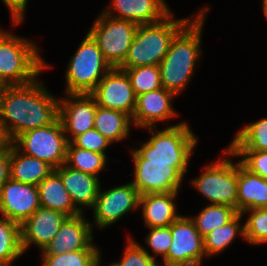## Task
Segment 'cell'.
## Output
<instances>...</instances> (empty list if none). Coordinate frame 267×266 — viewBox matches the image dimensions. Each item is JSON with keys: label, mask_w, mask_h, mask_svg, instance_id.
<instances>
[{"label": "cell", "mask_w": 267, "mask_h": 266, "mask_svg": "<svg viewBox=\"0 0 267 266\" xmlns=\"http://www.w3.org/2000/svg\"><path fill=\"white\" fill-rule=\"evenodd\" d=\"M193 18L174 19L171 13L155 23L139 25L124 62L118 68L159 66L172 40Z\"/></svg>", "instance_id": "3"}, {"label": "cell", "mask_w": 267, "mask_h": 266, "mask_svg": "<svg viewBox=\"0 0 267 266\" xmlns=\"http://www.w3.org/2000/svg\"><path fill=\"white\" fill-rule=\"evenodd\" d=\"M176 95L165 88L156 89L137 96L136 108L131 118L133 126L139 128L156 127V122H164L178 114L172 107Z\"/></svg>", "instance_id": "18"}, {"label": "cell", "mask_w": 267, "mask_h": 266, "mask_svg": "<svg viewBox=\"0 0 267 266\" xmlns=\"http://www.w3.org/2000/svg\"><path fill=\"white\" fill-rule=\"evenodd\" d=\"M65 164L72 169L99 177L100 171L105 170L107 157L106 154L81 149L68 142Z\"/></svg>", "instance_id": "29"}, {"label": "cell", "mask_w": 267, "mask_h": 266, "mask_svg": "<svg viewBox=\"0 0 267 266\" xmlns=\"http://www.w3.org/2000/svg\"><path fill=\"white\" fill-rule=\"evenodd\" d=\"M28 39L0 29V84L24 85L35 80L50 65Z\"/></svg>", "instance_id": "4"}, {"label": "cell", "mask_w": 267, "mask_h": 266, "mask_svg": "<svg viewBox=\"0 0 267 266\" xmlns=\"http://www.w3.org/2000/svg\"><path fill=\"white\" fill-rule=\"evenodd\" d=\"M238 212L228 205L208 204L198 213L190 218L195 223L196 229L204 237L209 232L228 223Z\"/></svg>", "instance_id": "30"}, {"label": "cell", "mask_w": 267, "mask_h": 266, "mask_svg": "<svg viewBox=\"0 0 267 266\" xmlns=\"http://www.w3.org/2000/svg\"><path fill=\"white\" fill-rule=\"evenodd\" d=\"M22 254L20 224L0 218V266H10Z\"/></svg>", "instance_id": "28"}, {"label": "cell", "mask_w": 267, "mask_h": 266, "mask_svg": "<svg viewBox=\"0 0 267 266\" xmlns=\"http://www.w3.org/2000/svg\"><path fill=\"white\" fill-rule=\"evenodd\" d=\"M209 9H200L194 19L175 36L159 64L162 87L176 96L186 89L202 54V29Z\"/></svg>", "instance_id": "2"}, {"label": "cell", "mask_w": 267, "mask_h": 266, "mask_svg": "<svg viewBox=\"0 0 267 266\" xmlns=\"http://www.w3.org/2000/svg\"><path fill=\"white\" fill-rule=\"evenodd\" d=\"M178 192L149 193L140 196L139 207H142V217L148 228L170 226L180 214L174 203Z\"/></svg>", "instance_id": "22"}, {"label": "cell", "mask_w": 267, "mask_h": 266, "mask_svg": "<svg viewBox=\"0 0 267 266\" xmlns=\"http://www.w3.org/2000/svg\"><path fill=\"white\" fill-rule=\"evenodd\" d=\"M227 148L229 150L267 151V118L243 126Z\"/></svg>", "instance_id": "27"}, {"label": "cell", "mask_w": 267, "mask_h": 266, "mask_svg": "<svg viewBox=\"0 0 267 266\" xmlns=\"http://www.w3.org/2000/svg\"><path fill=\"white\" fill-rule=\"evenodd\" d=\"M9 144L8 139L6 138L2 127L0 125V151L3 150Z\"/></svg>", "instance_id": "40"}, {"label": "cell", "mask_w": 267, "mask_h": 266, "mask_svg": "<svg viewBox=\"0 0 267 266\" xmlns=\"http://www.w3.org/2000/svg\"><path fill=\"white\" fill-rule=\"evenodd\" d=\"M72 143L78 148L105 154V150L112 142L93 128L77 136Z\"/></svg>", "instance_id": "37"}, {"label": "cell", "mask_w": 267, "mask_h": 266, "mask_svg": "<svg viewBox=\"0 0 267 266\" xmlns=\"http://www.w3.org/2000/svg\"><path fill=\"white\" fill-rule=\"evenodd\" d=\"M248 214L244 224V240L251 245L267 243V208L244 210Z\"/></svg>", "instance_id": "32"}, {"label": "cell", "mask_w": 267, "mask_h": 266, "mask_svg": "<svg viewBox=\"0 0 267 266\" xmlns=\"http://www.w3.org/2000/svg\"><path fill=\"white\" fill-rule=\"evenodd\" d=\"M149 229L150 231L147 236H145V241L147 243L146 245L151 248L154 254L151 255V257L155 260V257L161 255L163 259L167 255L172 243L171 225Z\"/></svg>", "instance_id": "35"}, {"label": "cell", "mask_w": 267, "mask_h": 266, "mask_svg": "<svg viewBox=\"0 0 267 266\" xmlns=\"http://www.w3.org/2000/svg\"><path fill=\"white\" fill-rule=\"evenodd\" d=\"M38 78L24 85L0 89V125L9 142L59 118L60 98L51 95Z\"/></svg>", "instance_id": "1"}, {"label": "cell", "mask_w": 267, "mask_h": 266, "mask_svg": "<svg viewBox=\"0 0 267 266\" xmlns=\"http://www.w3.org/2000/svg\"><path fill=\"white\" fill-rule=\"evenodd\" d=\"M138 26L135 22L113 18L102 12L88 33L114 68L124 62Z\"/></svg>", "instance_id": "10"}, {"label": "cell", "mask_w": 267, "mask_h": 266, "mask_svg": "<svg viewBox=\"0 0 267 266\" xmlns=\"http://www.w3.org/2000/svg\"><path fill=\"white\" fill-rule=\"evenodd\" d=\"M267 208V180L237 162V212Z\"/></svg>", "instance_id": "21"}, {"label": "cell", "mask_w": 267, "mask_h": 266, "mask_svg": "<svg viewBox=\"0 0 267 266\" xmlns=\"http://www.w3.org/2000/svg\"><path fill=\"white\" fill-rule=\"evenodd\" d=\"M90 94L97 106L125 112L132 118L137 97L124 70L111 68Z\"/></svg>", "instance_id": "13"}, {"label": "cell", "mask_w": 267, "mask_h": 266, "mask_svg": "<svg viewBox=\"0 0 267 266\" xmlns=\"http://www.w3.org/2000/svg\"><path fill=\"white\" fill-rule=\"evenodd\" d=\"M107 266H120L117 262L111 263L110 265Z\"/></svg>", "instance_id": "43"}, {"label": "cell", "mask_w": 267, "mask_h": 266, "mask_svg": "<svg viewBox=\"0 0 267 266\" xmlns=\"http://www.w3.org/2000/svg\"><path fill=\"white\" fill-rule=\"evenodd\" d=\"M61 177L74 206L84 213V208L92 209L100 189L99 177L68 167L65 163L54 169Z\"/></svg>", "instance_id": "20"}, {"label": "cell", "mask_w": 267, "mask_h": 266, "mask_svg": "<svg viewBox=\"0 0 267 266\" xmlns=\"http://www.w3.org/2000/svg\"><path fill=\"white\" fill-rule=\"evenodd\" d=\"M93 266H101V255L99 254L97 262Z\"/></svg>", "instance_id": "42"}, {"label": "cell", "mask_w": 267, "mask_h": 266, "mask_svg": "<svg viewBox=\"0 0 267 266\" xmlns=\"http://www.w3.org/2000/svg\"><path fill=\"white\" fill-rule=\"evenodd\" d=\"M111 68L97 42L87 33L68 63L64 93L90 94Z\"/></svg>", "instance_id": "6"}, {"label": "cell", "mask_w": 267, "mask_h": 266, "mask_svg": "<svg viewBox=\"0 0 267 266\" xmlns=\"http://www.w3.org/2000/svg\"><path fill=\"white\" fill-rule=\"evenodd\" d=\"M10 179V142L0 151V189Z\"/></svg>", "instance_id": "39"}, {"label": "cell", "mask_w": 267, "mask_h": 266, "mask_svg": "<svg viewBox=\"0 0 267 266\" xmlns=\"http://www.w3.org/2000/svg\"><path fill=\"white\" fill-rule=\"evenodd\" d=\"M92 208L94 224L105 229L119 221L124 215L139 208L140 194L131 182L101 191Z\"/></svg>", "instance_id": "12"}, {"label": "cell", "mask_w": 267, "mask_h": 266, "mask_svg": "<svg viewBox=\"0 0 267 266\" xmlns=\"http://www.w3.org/2000/svg\"><path fill=\"white\" fill-rule=\"evenodd\" d=\"M156 128L148 127L152 136L135 149L144 159L190 160L198 138L187 122L169 125L158 131Z\"/></svg>", "instance_id": "7"}, {"label": "cell", "mask_w": 267, "mask_h": 266, "mask_svg": "<svg viewBox=\"0 0 267 266\" xmlns=\"http://www.w3.org/2000/svg\"><path fill=\"white\" fill-rule=\"evenodd\" d=\"M99 254H101L99 250H78L55 255H41L42 266H93Z\"/></svg>", "instance_id": "33"}, {"label": "cell", "mask_w": 267, "mask_h": 266, "mask_svg": "<svg viewBox=\"0 0 267 266\" xmlns=\"http://www.w3.org/2000/svg\"><path fill=\"white\" fill-rule=\"evenodd\" d=\"M4 5L8 8L12 17V24L17 26L24 20V14L28 0H2Z\"/></svg>", "instance_id": "38"}, {"label": "cell", "mask_w": 267, "mask_h": 266, "mask_svg": "<svg viewBox=\"0 0 267 266\" xmlns=\"http://www.w3.org/2000/svg\"><path fill=\"white\" fill-rule=\"evenodd\" d=\"M134 163L132 185L140 196L149 193H170L179 191L190 160L144 159L131 149Z\"/></svg>", "instance_id": "5"}, {"label": "cell", "mask_w": 267, "mask_h": 266, "mask_svg": "<svg viewBox=\"0 0 267 266\" xmlns=\"http://www.w3.org/2000/svg\"><path fill=\"white\" fill-rule=\"evenodd\" d=\"M12 143L24 154L47 162L54 169L66 162L68 140L60 118L22 133Z\"/></svg>", "instance_id": "9"}, {"label": "cell", "mask_w": 267, "mask_h": 266, "mask_svg": "<svg viewBox=\"0 0 267 266\" xmlns=\"http://www.w3.org/2000/svg\"><path fill=\"white\" fill-rule=\"evenodd\" d=\"M40 207L55 210L68 217L81 212L74 206L67 189L61 181L60 175L53 170L38 185Z\"/></svg>", "instance_id": "24"}, {"label": "cell", "mask_w": 267, "mask_h": 266, "mask_svg": "<svg viewBox=\"0 0 267 266\" xmlns=\"http://www.w3.org/2000/svg\"><path fill=\"white\" fill-rule=\"evenodd\" d=\"M81 213L68 217L56 236L43 248L42 255L62 254L67 251L99 250L93 243V225Z\"/></svg>", "instance_id": "15"}, {"label": "cell", "mask_w": 267, "mask_h": 266, "mask_svg": "<svg viewBox=\"0 0 267 266\" xmlns=\"http://www.w3.org/2000/svg\"><path fill=\"white\" fill-rule=\"evenodd\" d=\"M67 218L68 216L61 212L39 207L20 225L23 253L28 250L31 244H35L42 251L56 236L60 226Z\"/></svg>", "instance_id": "17"}, {"label": "cell", "mask_w": 267, "mask_h": 266, "mask_svg": "<svg viewBox=\"0 0 267 266\" xmlns=\"http://www.w3.org/2000/svg\"><path fill=\"white\" fill-rule=\"evenodd\" d=\"M131 125V117L125 112L97 106L94 128L112 143L124 140Z\"/></svg>", "instance_id": "25"}, {"label": "cell", "mask_w": 267, "mask_h": 266, "mask_svg": "<svg viewBox=\"0 0 267 266\" xmlns=\"http://www.w3.org/2000/svg\"><path fill=\"white\" fill-rule=\"evenodd\" d=\"M53 170L47 162L24 154L10 142V179L37 186Z\"/></svg>", "instance_id": "23"}, {"label": "cell", "mask_w": 267, "mask_h": 266, "mask_svg": "<svg viewBox=\"0 0 267 266\" xmlns=\"http://www.w3.org/2000/svg\"><path fill=\"white\" fill-rule=\"evenodd\" d=\"M262 9H263V14L264 16H266V20H267V0H263L262 1Z\"/></svg>", "instance_id": "41"}, {"label": "cell", "mask_w": 267, "mask_h": 266, "mask_svg": "<svg viewBox=\"0 0 267 266\" xmlns=\"http://www.w3.org/2000/svg\"><path fill=\"white\" fill-rule=\"evenodd\" d=\"M119 69L126 72L136 97L143 93L162 88L159 66L151 65Z\"/></svg>", "instance_id": "31"}, {"label": "cell", "mask_w": 267, "mask_h": 266, "mask_svg": "<svg viewBox=\"0 0 267 266\" xmlns=\"http://www.w3.org/2000/svg\"><path fill=\"white\" fill-rule=\"evenodd\" d=\"M243 215L237 213L228 223L215 228L203 237L204 252L207 257L218 255L234 242L236 236L244 239V224H241Z\"/></svg>", "instance_id": "26"}, {"label": "cell", "mask_w": 267, "mask_h": 266, "mask_svg": "<svg viewBox=\"0 0 267 266\" xmlns=\"http://www.w3.org/2000/svg\"><path fill=\"white\" fill-rule=\"evenodd\" d=\"M228 155L214 164L203 167V173L192 180L193 187L210 201V204L232 206L237 211V162H232L229 148Z\"/></svg>", "instance_id": "8"}, {"label": "cell", "mask_w": 267, "mask_h": 266, "mask_svg": "<svg viewBox=\"0 0 267 266\" xmlns=\"http://www.w3.org/2000/svg\"><path fill=\"white\" fill-rule=\"evenodd\" d=\"M109 6L105 15L138 25L159 22L171 13L165 0H111Z\"/></svg>", "instance_id": "19"}, {"label": "cell", "mask_w": 267, "mask_h": 266, "mask_svg": "<svg viewBox=\"0 0 267 266\" xmlns=\"http://www.w3.org/2000/svg\"><path fill=\"white\" fill-rule=\"evenodd\" d=\"M171 234V246L159 266H201L206 256L204 241L193 220L180 215L171 224Z\"/></svg>", "instance_id": "11"}, {"label": "cell", "mask_w": 267, "mask_h": 266, "mask_svg": "<svg viewBox=\"0 0 267 266\" xmlns=\"http://www.w3.org/2000/svg\"><path fill=\"white\" fill-rule=\"evenodd\" d=\"M230 157H241L239 160L252 173L267 180V151L230 150Z\"/></svg>", "instance_id": "36"}, {"label": "cell", "mask_w": 267, "mask_h": 266, "mask_svg": "<svg viewBox=\"0 0 267 266\" xmlns=\"http://www.w3.org/2000/svg\"><path fill=\"white\" fill-rule=\"evenodd\" d=\"M97 103L91 94H65L59 100V118L68 142L94 128ZM71 136V137H68Z\"/></svg>", "instance_id": "14"}, {"label": "cell", "mask_w": 267, "mask_h": 266, "mask_svg": "<svg viewBox=\"0 0 267 266\" xmlns=\"http://www.w3.org/2000/svg\"><path fill=\"white\" fill-rule=\"evenodd\" d=\"M128 239L121 261L117 262L120 266H159L156 260L151 257L152 253H149L131 237Z\"/></svg>", "instance_id": "34"}, {"label": "cell", "mask_w": 267, "mask_h": 266, "mask_svg": "<svg viewBox=\"0 0 267 266\" xmlns=\"http://www.w3.org/2000/svg\"><path fill=\"white\" fill-rule=\"evenodd\" d=\"M39 207V191L36 185L25 184L12 179L2 185L0 189L1 217L21 225Z\"/></svg>", "instance_id": "16"}]
</instances>
